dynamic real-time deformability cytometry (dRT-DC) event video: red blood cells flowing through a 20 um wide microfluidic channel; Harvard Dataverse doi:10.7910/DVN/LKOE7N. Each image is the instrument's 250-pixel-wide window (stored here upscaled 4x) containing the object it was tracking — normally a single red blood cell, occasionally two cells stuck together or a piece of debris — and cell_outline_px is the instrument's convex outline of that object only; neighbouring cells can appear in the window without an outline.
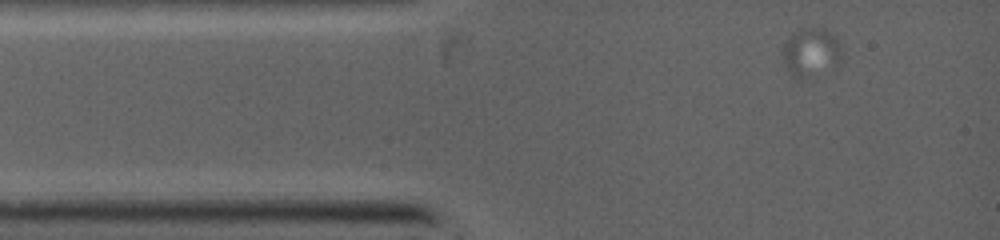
{"species": "common noctule bat (a hibernating species)", "species_latin": "Nyctalus noctula", "temperature_condition": "warm", "stored_images_in_passage": 7, "camera_frame_rate_fps": 5000, "um_per_image_px": 0.085, "animal": {"sex": "female", "body_mass_g": 19.0, "forearm_length_mm": 53.3}, "frame": {"image": 1, "passage_image": 1, "time_ms": 0.0, "image_size_px": [1000, 240], "cell_outline_px": [[844, 52], [840, 60], [836, 64], [800, 80], [792, 76], [784, 64], [780, 52], [784, 44], [796, 32], [808, 28], [824, 28], [836, 36]], "centroid_in_image_um": [68.93, 4.43], "position_along_channel_um": 16.1, "area_um2": 16.53}}
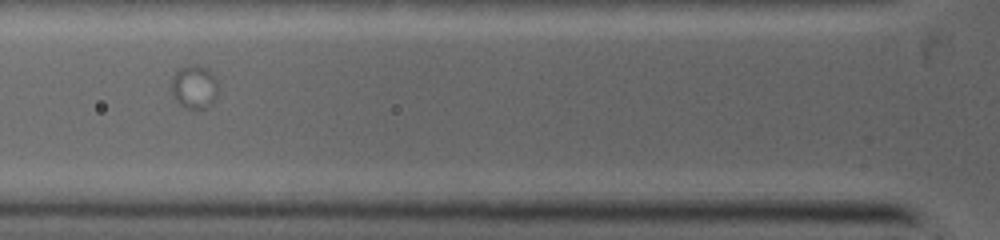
{"frame": {"image": 2, "passage_image": 5, "time_ms": 4.2, "image_size_px": [1000, 240], "cell_outline_px": [[216, 96], [204, 108], [184, 108], [176, 100], [172, 92], [172, 76], [176, 68], [188, 64], [196, 64], [208, 68], [212, 72], [216, 80]], "centroid_in_image_um": [16.47, 7.32], "position_along_channel_um": 109.3, "area_um2": 11.79}}
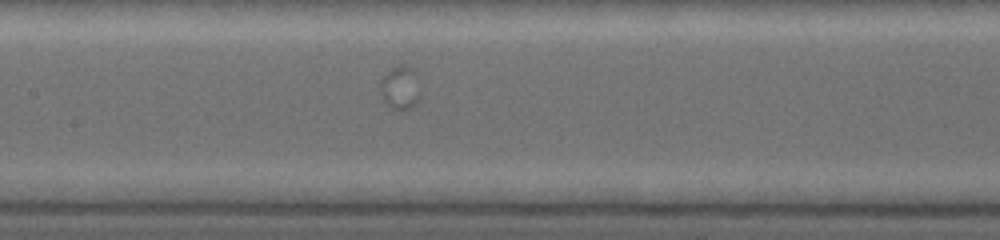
{"frame": {"image": 3, "passage_image": 7, "time_ms": 6.2, "image_size_px": [1000, 240], "cell_outline_px": [[420, 96], [416, 104], [404, 108], [396, 108], [388, 104], [384, 100], [380, 92], [380, 76], [392, 68], [404, 64], [412, 68], [416, 72], [420, 92]], "centroid_in_image_um": [34.01, 7.39], "position_along_channel_um": 173.4, "area_um2": 10.0}}